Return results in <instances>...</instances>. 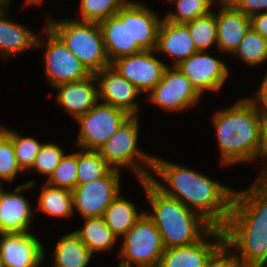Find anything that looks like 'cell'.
Here are the masks:
<instances>
[{"label":"cell","instance_id":"6da1fadb","mask_svg":"<svg viewBox=\"0 0 267 267\" xmlns=\"http://www.w3.org/2000/svg\"><path fill=\"white\" fill-rule=\"evenodd\" d=\"M152 170L172 188L171 190L151 175L149 180L164 195L179 200L214 228L224 227L234 193L230 187L194 169L164 161L155 156Z\"/></svg>","mask_w":267,"mask_h":267},{"label":"cell","instance_id":"7a4b0ae2","mask_svg":"<svg viewBox=\"0 0 267 267\" xmlns=\"http://www.w3.org/2000/svg\"><path fill=\"white\" fill-rule=\"evenodd\" d=\"M224 242L237 248L242 267H260L267 259V182H253L233 193ZM240 257V258H239Z\"/></svg>","mask_w":267,"mask_h":267},{"label":"cell","instance_id":"3957f363","mask_svg":"<svg viewBox=\"0 0 267 267\" xmlns=\"http://www.w3.org/2000/svg\"><path fill=\"white\" fill-rule=\"evenodd\" d=\"M263 117L254 101L240 99L213 117L223 165L255 160L261 148Z\"/></svg>","mask_w":267,"mask_h":267},{"label":"cell","instance_id":"277c9868","mask_svg":"<svg viewBox=\"0 0 267 267\" xmlns=\"http://www.w3.org/2000/svg\"><path fill=\"white\" fill-rule=\"evenodd\" d=\"M152 213L145 212L159 230L164 248L194 244L203 239L214 227L198 213L179 200L168 197L148 180H141Z\"/></svg>","mask_w":267,"mask_h":267},{"label":"cell","instance_id":"5b68a950","mask_svg":"<svg viewBox=\"0 0 267 267\" xmlns=\"http://www.w3.org/2000/svg\"><path fill=\"white\" fill-rule=\"evenodd\" d=\"M48 19L46 26L63 41L91 74L110 66L98 22L68 18L54 22L50 17Z\"/></svg>","mask_w":267,"mask_h":267},{"label":"cell","instance_id":"8992f818","mask_svg":"<svg viewBox=\"0 0 267 267\" xmlns=\"http://www.w3.org/2000/svg\"><path fill=\"white\" fill-rule=\"evenodd\" d=\"M138 120L137 115L130 116L99 148L98 152L113 169L119 170V167L131 166L130 168L136 172L141 181L148 180L151 176L152 173L149 174V171H152L154 156L138 149ZM140 160L141 162H138Z\"/></svg>","mask_w":267,"mask_h":267},{"label":"cell","instance_id":"52a82bcc","mask_svg":"<svg viewBox=\"0 0 267 267\" xmlns=\"http://www.w3.org/2000/svg\"><path fill=\"white\" fill-rule=\"evenodd\" d=\"M123 237L122 258L117 267H158L165 248L159 230L146 213Z\"/></svg>","mask_w":267,"mask_h":267},{"label":"cell","instance_id":"ba28073f","mask_svg":"<svg viewBox=\"0 0 267 267\" xmlns=\"http://www.w3.org/2000/svg\"><path fill=\"white\" fill-rule=\"evenodd\" d=\"M131 115L125 110L105 103H97L76 121L79 122L78 147L87 150L99 148Z\"/></svg>","mask_w":267,"mask_h":267},{"label":"cell","instance_id":"9c48e42d","mask_svg":"<svg viewBox=\"0 0 267 267\" xmlns=\"http://www.w3.org/2000/svg\"><path fill=\"white\" fill-rule=\"evenodd\" d=\"M44 31L47 33L48 41L45 43L38 37L36 47L46 44L44 54L46 78L53 87L92 75L48 26H45Z\"/></svg>","mask_w":267,"mask_h":267},{"label":"cell","instance_id":"30bf717a","mask_svg":"<svg viewBox=\"0 0 267 267\" xmlns=\"http://www.w3.org/2000/svg\"><path fill=\"white\" fill-rule=\"evenodd\" d=\"M120 171L111 168L102 178L76 185L72 190L73 206L82 217L104 215L106 208L119 195Z\"/></svg>","mask_w":267,"mask_h":267},{"label":"cell","instance_id":"8fae6325","mask_svg":"<svg viewBox=\"0 0 267 267\" xmlns=\"http://www.w3.org/2000/svg\"><path fill=\"white\" fill-rule=\"evenodd\" d=\"M149 93L150 102L171 112L194 106L202 97L177 66H167L162 79Z\"/></svg>","mask_w":267,"mask_h":267},{"label":"cell","instance_id":"7c38bea8","mask_svg":"<svg viewBox=\"0 0 267 267\" xmlns=\"http://www.w3.org/2000/svg\"><path fill=\"white\" fill-rule=\"evenodd\" d=\"M153 50H143L139 53L120 57L110 63V66L132 83L142 93L150 92L162 79L168 65L158 60Z\"/></svg>","mask_w":267,"mask_h":267},{"label":"cell","instance_id":"4fadbf2b","mask_svg":"<svg viewBox=\"0 0 267 267\" xmlns=\"http://www.w3.org/2000/svg\"><path fill=\"white\" fill-rule=\"evenodd\" d=\"M177 67L200 95L205 90H220L229 74L224 61L211 57L205 50L197 51Z\"/></svg>","mask_w":267,"mask_h":267},{"label":"cell","instance_id":"5bb4252c","mask_svg":"<svg viewBox=\"0 0 267 267\" xmlns=\"http://www.w3.org/2000/svg\"><path fill=\"white\" fill-rule=\"evenodd\" d=\"M0 237L3 267H40L44 261V247L32 233H4Z\"/></svg>","mask_w":267,"mask_h":267},{"label":"cell","instance_id":"9a60e30c","mask_svg":"<svg viewBox=\"0 0 267 267\" xmlns=\"http://www.w3.org/2000/svg\"><path fill=\"white\" fill-rule=\"evenodd\" d=\"M94 76L97 81L96 84L99 86L98 100H103L102 103L123 109L131 116L137 115L139 106L134 99L141 93L138 88L111 66L105 67L95 73Z\"/></svg>","mask_w":267,"mask_h":267},{"label":"cell","instance_id":"2e32d148","mask_svg":"<svg viewBox=\"0 0 267 267\" xmlns=\"http://www.w3.org/2000/svg\"><path fill=\"white\" fill-rule=\"evenodd\" d=\"M106 55L110 63L120 57L143 51L130 38L129 32V2L116 15L98 22Z\"/></svg>","mask_w":267,"mask_h":267},{"label":"cell","instance_id":"e0dca14e","mask_svg":"<svg viewBox=\"0 0 267 267\" xmlns=\"http://www.w3.org/2000/svg\"><path fill=\"white\" fill-rule=\"evenodd\" d=\"M223 242V230L213 228L203 239L194 244L165 248L158 267H204L210 255Z\"/></svg>","mask_w":267,"mask_h":267},{"label":"cell","instance_id":"ac0fdd59","mask_svg":"<svg viewBox=\"0 0 267 267\" xmlns=\"http://www.w3.org/2000/svg\"><path fill=\"white\" fill-rule=\"evenodd\" d=\"M34 181L19 185L14 192L0 190V234L27 233L32 221L33 211L27 199L20 194L23 189L31 188Z\"/></svg>","mask_w":267,"mask_h":267},{"label":"cell","instance_id":"d6986e66","mask_svg":"<svg viewBox=\"0 0 267 267\" xmlns=\"http://www.w3.org/2000/svg\"><path fill=\"white\" fill-rule=\"evenodd\" d=\"M96 78L94 74L90 77L62 83L57 88V103L61 105L64 111L69 112L75 120L91 110L98 102V86L95 85Z\"/></svg>","mask_w":267,"mask_h":267},{"label":"cell","instance_id":"ffe728a7","mask_svg":"<svg viewBox=\"0 0 267 267\" xmlns=\"http://www.w3.org/2000/svg\"><path fill=\"white\" fill-rule=\"evenodd\" d=\"M220 8V11L215 13L217 46L219 51L233 54L251 29L250 17L237 10L233 5Z\"/></svg>","mask_w":267,"mask_h":267},{"label":"cell","instance_id":"44dd1931","mask_svg":"<svg viewBox=\"0 0 267 267\" xmlns=\"http://www.w3.org/2000/svg\"><path fill=\"white\" fill-rule=\"evenodd\" d=\"M156 51L172 56L173 62L175 61L172 65L177 66L198 50L184 23H173L162 19L158 29Z\"/></svg>","mask_w":267,"mask_h":267},{"label":"cell","instance_id":"7402d4cb","mask_svg":"<svg viewBox=\"0 0 267 267\" xmlns=\"http://www.w3.org/2000/svg\"><path fill=\"white\" fill-rule=\"evenodd\" d=\"M161 21L155 12L142 3L129 2L130 38L142 50H156Z\"/></svg>","mask_w":267,"mask_h":267},{"label":"cell","instance_id":"603a6c76","mask_svg":"<svg viewBox=\"0 0 267 267\" xmlns=\"http://www.w3.org/2000/svg\"><path fill=\"white\" fill-rule=\"evenodd\" d=\"M7 11H0V53L9 57L32 47L36 48L38 36L24 25L5 18Z\"/></svg>","mask_w":267,"mask_h":267},{"label":"cell","instance_id":"cb8c5ba5","mask_svg":"<svg viewBox=\"0 0 267 267\" xmlns=\"http://www.w3.org/2000/svg\"><path fill=\"white\" fill-rule=\"evenodd\" d=\"M91 251L75 232L59 239L54 250V267H86L92 257Z\"/></svg>","mask_w":267,"mask_h":267},{"label":"cell","instance_id":"d4e9b609","mask_svg":"<svg viewBox=\"0 0 267 267\" xmlns=\"http://www.w3.org/2000/svg\"><path fill=\"white\" fill-rule=\"evenodd\" d=\"M85 220L84 227L74 232L91 253L111 250L118 237L106 225L104 217L85 218Z\"/></svg>","mask_w":267,"mask_h":267},{"label":"cell","instance_id":"484cf974","mask_svg":"<svg viewBox=\"0 0 267 267\" xmlns=\"http://www.w3.org/2000/svg\"><path fill=\"white\" fill-rule=\"evenodd\" d=\"M144 213L137 212L132 202L118 195L106 208L103 217L106 225L119 237L123 236Z\"/></svg>","mask_w":267,"mask_h":267},{"label":"cell","instance_id":"4316f807","mask_svg":"<svg viewBox=\"0 0 267 267\" xmlns=\"http://www.w3.org/2000/svg\"><path fill=\"white\" fill-rule=\"evenodd\" d=\"M38 209L53 217H69L74 212L72 191L45 184L39 197Z\"/></svg>","mask_w":267,"mask_h":267},{"label":"cell","instance_id":"83f0119b","mask_svg":"<svg viewBox=\"0 0 267 267\" xmlns=\"http://www.w3.org/2000/svg\"><path fill=\"white\" fill-rule=\"evenodd\" d=\"M110 169L98 150L77 152V185L102 178Z\"/></svg>","mask_w":267,"mask_h":267},{"label":"cell","instance_id":"f1b7e54d","mask_svg":"<svg viewBox=\"0 0 267 267\" xmlns=\"http://www.w3.org/2000/svg\"><path fill=\"white\" fill-rule=\"evenodd\" d=\"M198 51H207L213 44L217 45V25L215 12L184 23Z\"/></svg>","mask_w":267,"mask_h":267},{"label":"cell","instance_id":"f546056e","mask_svg":"<svg viewBox=\"0 0 267 267\" xmlns=\"http://www.w3.org/2000/svg\"><path fill=\"white\" fill-rule=\"evenodd\" d=\"M233 54L249 66L259 65L267 61V40L251 28Z\"/></svg>","mask_w":267,"mask_h":267},{"label":"cell","instance_id":"4dcf8cb0","mask_svg":"<svg viewBox=\"0 0 267 267\" xmlns=\"http://www.w3.org/2000/svg\"><path fill=\"white\" fill-rule=\"evenodd\" d=\"M12 140L15 156L19 167L23 170H30L34 164L42 143L33 137H22L16 131L0 127Z\"/></svg>","mask_w":267,"mask_h":267},{"label":"cell","instance_id":"1f68e13d","mask_svg":"<svg viewBox=\"0 0 267 267\" xmlns=\"http://www.w3.org/2000/svg\"><path fill=\"white\" fill-rule=\"evenodd\" d=\"M126 0H81L79 21L100 22L116 15Z\"/></svg>","mask_w":267,"mask_h":267},{"label":"cell","instance_id":"d6a6232c","mask_svg":"<svg viewBox=\"0 0 267 267\" xmlns=\"http://www.w3.org/2000/svg\"><path fill=\"white\" fill-rule=\"evenodd\" d=\"M46 183L72 191L77 185V152L64 155Z\"/></svg>","mask_w":267,"mask_h":267},{"label":"cell","instance_id":"836d02e7","mask_svg":"<svg viewBox=\"0 0 267 267\" xmlns=\"http://www.w3.org/2000/svg\"><path fill=\"white\" fill-rule=\"evenodd\" d=\"M175 2L176 12L168 13L163 19L173 23H186L207 15L212 8L205 0H167Z\"/></svg>","mask_w":267,"mask_h":267},{"label":"cell","instance_id":"e575fe53","mask_svg":"<svg viewBox=\"0 0 267 267\" xmlns=\"http://www.w3.org/2000/svg\"><path fill=\"white\" fill-rule=\"evenodd\" d=\"M22 171L19 167L12 140L0 128V183L3 181H13L18 172Z\"/></svg>","mask_w":267,"mask_h":267},{"label":"cell","instance_id":"d590c367","mask_svg":"<svg viewBox=\"0 0 267 267\" xmlns=\"http://www.w3.org/2000/svg\"><path fill=\"white\" fill-rule=\"evenodd\" d=\"M64 155V151L58 145L51 143L42 144L29 171L37 170V172L43 175H48L49 178Z\"/></svg>","mask_w":267,"mask_h":267},{"label":"cell","instance_id":"8d00e7d4","mask_svg":"<svg viewBox=\"0 0 267 267\" xmlns=\"http://www.w3.org/2000/svg\"><path fill=\"white\" fill-rule=\"evenodd\" d=\"M223 242L207 259L204 267H242L235 253Z\"/></svg>","mask_w":267,"mask_h":267},{"label":"cell","instance_id":"74e56055","mask_svg":"<svg viewBox=\"0 0 267 267\" xmlns=\"http://www.w3.org/2000/svg\"><path fill=\"white\" fill-rule=\"evenodd\" d=\"M233 6L248 17L267 12V0H234Z\"/></svg>","mask_w":267,"mask_h":267},{"label":"cell","instance_id":"f35d334b","mask_svg":"<svg viewBox=\"0 0 267 267\" xmlns=\"http://www.w3.org/2000/svg\"><path fill=\"white\" fill-rule=\"evenodd\" d=\"M257 94L258 96L256 99L251 98V100L256 104V107L263 119H267V74L265 75Z\"/></svg>","mask_w":267,"mask_h":267},{"label":"cell","instance_id":"ab89813d","mask_svg":"<svg viewBox=\"0 0 267 267\" xmlns=\"http://www.w3.org/2000/svg\"><path fill=\"white\" fill-rule=\"evenodd\" d=\"M257 157H266L267 159V119L263 120L261 148ZM262 171L263 172L260 173L261 175H259L258 178L255 180L256 182H267V165L264 167V169H262Z\"/></svg>","mask_w":267,"mask_h":267},{"label":"cell","instance_id":"60d3db41","mask_svg":"<svg viewBox=\"0 0 267 267\" xmlns=\"http://www.w3.org/2000/svg\"><path fill=\"white\" fill-rule=\"evenodd\" d=\"M251 28L267 40V12L250 17Z\"/></svg>","mask_w":267,"mask_h":267},{"label":"cell","instance_id":"b9f144b4","mask_svg":"<svg viewBox=\"0 0 267 267\" xmlns=\"http://www.w3.org/2000/svg\"><path fill=\"white\" fill-rule=\"evenodd\" d=\"M205 1L210 7H212L213 3L216 2V0H205ZM219 2L222 4L221 5L222 7H225V6H232L234 0H219Z\"/></svg>","mask_w":267,"mask_h":267},{"label":"cell","instance_id":"7bdbcfd3","mask_svg":"<svg viewBox=\"0 0 267 267\" xmlns=\"http://www.w3.org/2000/svg\"><path fill=\"white\" fill-rule=\"evenodd\" d=\"M10 0H0V11H6L9 7Z\"/></svg>","mask_w":267,"mask_h":267},{"label":"cell","instance_id":"ee69618b","mask_svg":"<svg viewBox=\"0 0 267 267\" xmlns=\"http://www.w3.org/2000/svg\"><path fill=\"white\" fill-rule=\"evenodd\" d=\"M26 1V4H37V3H41L43 2V0H25Z\"/></svg>","mask_w":267,"mask_h":267},{"label":"cell","instance_id":"f6af8a7d","mask_svg":"<svg viewBox=\"0 0 267 267\" xmlns=\"http://www.w3.org/2000/svg\"><path fill=\"white\" fill-rule=\"evenodd\" d=\"M267 267V259L265 260V262H263L261 265H260V267Z\"/></svg>","mask_w":267,"mask_h":267},{"label":"cell","instance_id":"bcb514c9","mask_svg":"<svg viewBox=\"0 0 267 267\" xmlns=\"http://www.w3.org/2000/svg\"><path fill=\"white\" fill-rule=\"evenodd\" d=\"M0 267H3L1 256H0Z\"/></svg>","mask_w":267,"mask_h":267}]
</instances>
